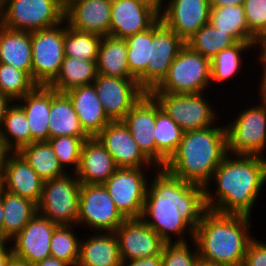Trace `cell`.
<instances>
[{"mask_svg": "<svg viewBox=\"0 0 266 266\" xmlns=\"http://www.w3.org/2000/svg\"><path fill=\"white\" fill-rule=\"evenodd\" d=\"M150 175L153 177L148 183L141 219L165 243L188 242L185 236L191 238V243L196 227L208 210L204 187L183 181L164 168H157Z\"/></svg>", "mask_w": 266, "mask_h": 266, "instance_id": "obj_1", "label": "cell"}, {"mask_svg": "<svg viewBox=\"0 0 266 266\" xmlns=\"http://www.w3.org/2000/svg\"><path fill=\"white\" fill-rule=\"evenodd\" d=\"M212 181L215 189L210 188ZM265 183L266 156L227 154L204 187L206 207L222 214L251 217Z\"/></svg>", "mask_w": 266, "mask_h": 266, "instance_id": "obj_2", "label": "cell"}, {"mask_svg": "<svg viewBox=\"0 0 266 266\" xmlns=\"http://www.w3.org/2000/svg\"><path fill=\"white\" fill-rule=\"evenodd\" d=\"M251 217L207 210L194 231L199 257L221 266H242L249 243Z\"/></svg>", "mask_w": 266, "mask_h": 266, "instance_id": "obj_3", "label": "cell"}, {"mask_svg": "<svg viewBox=\"0 0 266 266\" xmlns=\"http://www.w3.org/2000/svg\"><path fill=\"white\" fill-rule=\"evenodd\" d=\"M183 132L175 153L163 167L183 181L205 187L227 152L226 126Z\"/></svg>", "mask_w": 266, "mask_h": 266, "instance_id": "obj_4", "label": "cell"}, {"mask_svg": "<svg viewBox=\"0 0 266 266\" xmlns=\"http://www.w3.org/2000/svg\"><path fill=\"white\" fill-rule=\"evenodd\" d=\"M210 59L192 51L186 44L171 63L166 77L151 93H209Z\"/></svg>", "mask_w": 266, "mask_h": 266, "instance_id": "obj_5", "label": "cell"}, {"mask_svg": "<svg viewBox=\"0 0 266 266\" xmlns=\"http://www.w3.org/2000/svg\"><path fill=\"white\" fill-rule=\"evenodd\" d=\"M81 182L70 171L58 178L44 182L37 204L38 214L58 226L77 225L79 216Z\"/></svg>", "mask_w": 266, "mask_h": 266, "instance_id": "obj_6", "label": "cell"}, {"mask_svg": "<svg viewBox=\"0 0 266 266\" xmlns=\"http://www.w3.org/2000/svg\"><path fill=\"white\" fill-rule=\"evenodd\" d=\"M65 20L57 0H6L0 7V24L10 30L36 31Z\"/></svg>", "mask_w": 266, "mask_h": 266, "instance_id": "obj_7", "label": "cell"}, {"mask_svg": "<svg viewBox=\"0 0 266 266\" xmlns=\"http://www.w3.org/2000/svg\"><path fill=\"white\" fill-rule=\"evenodd\" d=\"M240 111L226 124L228 154L265 157L266 106L254 103Z\"/></svg>", "mask_w": 266, "mask_h": 266, "instance_id": "obj_8", "label": "cell"}, {"mask_svg": "<svg viewBox=\"0 0 266 266\" xmlns=\"http://www.w3.org/2000/svg\"><path fill=\"white\" fill-rule=\"evenodd\" d=\"M32 80L49 86L58 76L64 52V21L56 26L31 32Z\"/></svg>", "mask_w": 266, "mask_h": 266, "instance_id": "obj_9", "label": "cell"}, {"mask_svg": "<svg viewBox=\"0 0 266 266\" xmlns=\"http://www.w3.org/2000/svg\"><path fill=\"white\" fill-rule=\"evenodd\" d=\"M151 94L183 132L204 129L218 123V112L206 98L205 91L192 94Z\"/></svg>", "mask_w": 266, "mask_h": 266, "instance_id": "obj_10", "label": "cell"}, {"mask_svg": "<svg viewBox=\"0 0 266 266\" xmlns=\"http://www.w3.org/2000/svg\"><path fill=\"white\" fill-rule=\"evenodd\" d=\"M126 218L103 184H81L77 226L91 232H115Z\"/></svg>", "mask_w": 266, "mask_h": 266, "instance_id": "obj_11", "label": "cell"}, {"mask_svg": "<svg viewBox=\"0 0 266 266\" xmlns=\"http://www.w3.org/2000/svg\"><path fill=\"white\" fill-rule=\"evenodd\" d=\"M147 168H118L103 184L126 218H141L150 174ZM148 178V179H147Z\"/></svg>", "mask_w": 266, "mask_h": 266, "instance_id": "obj_12", "label": "cell"}, {"mask_svg": "<svg viewBox=\"0 0 266 266\" xmlns=\"http://www.w3.org/2000/svg\"><path fill=\"white\" fill-rule=\"evenodd\" d=\"M185 42L159 19L150 28V62L146 69V93H151L166 77L171 63Z\"/></svg>", "mask_w": 266, "mask_h": 266, "instance_id": "obj_13", "label": "cell"}, {"mask_svg": "<svg viewBox=\"0 0 266 266\" xmlns=\"http://www.w3.org/2000/svg\"><path fill=\"white\" fill-rule=\"evenodd\" d=\"M103 109L111 121H121L146 93L133 78L97 74L93 82Z\"/></svg>", "mask_w": 266, "mask_h": 266, "instance_id": "obj_14", "label": "cell"}, {"mask_svg": "<svg viewBox=\"0 0 266 266\" xmlns=\"http://www.w3.org/2000/svg\"><path fill=\"white\" fill-rule=\"evenodd\" d=\"M96 138L112 156L118 168L147 167L152 172L157 169L142 153L122 121L109 122Z\"/></svg>", "mask_w": 266, "mask_h": 266, "instance_id": "obj_15", "label": "cell"}, {"mask_svg": "<svg viewBox=\"0 0 266 266\" xmlns=\"http://www.w3.org/2000/svg\"><path fill=\"white\" fill-rule=\"evenodd\" d=\"M122 261L162 253L165 242L141 218L125 219L115 231Z\"/></svg>", "mask_w": 266, "mask_h": 266, "instance_id": "obj_16", "label": "cell"}, {"mask_svg": "<svg viewBox=\"0 0 266 266\" xmlns=\"http://www.w3.org/2000/svg\"><path fill=\"white\" fill-rule=\"evenodd\" d=\"M58 225L40 214L11 239L14 257L31 265L50 257V241Z\"/></svg>", "mask_w": 266, "mask_h": 266, "instance_id": "obj_17", "label": "cell"}, {"mask_svg": "<svg viewBox=\"0 0 266 266\" xmlns=\"http://www.w3.org/2000/svg\"><path fill=\"white\" fill-rule=\"evenodd\" d=\"M161 21L184 42L209 22V0H165Z\"/></svg>", "mask_w": 266, "mask_h": 266, "instance_id": "obj_18", "label": "cell"}, {"mask_svg": "<svg viewBox=\"0 0 266 266\" xmlns=\"http://www.w3.org/2000/svg\"><path fill=\"white\" fill-rule=\"evenodd\" d=\"M160 16L135 0H112L109 35L126 39L151 28Z\"/></svg>", "mask_w": 266, "mask_h": 266, "instance_id": "obj_19", "label": "cell"}, {"mask_svg": "<svg viewBox=\"0 0 266 266\" xmlns=\"http://www.w3.org/2000/svg\"><path fill=\"white\" fill-rule=\"evenodd\" d=\"M121 121L142 153L156 166L155 97L145 93Z\"/></svg>", "mask_w": 266, "mask_h": 266, "instance_id": "obj_20", "label": "cell"}, {"mask_svg": "<svg viewBox=\"0 0 266 266\" xmlns=\"http://www.w3.org/2000/svg\"><path fill=\"white\" fill-rule=\"evenodd\" d=\"M112 0H82L65 12L67 24L77 31L109 35Z\"/></svg>", "mask_w": 266, "mask_h": 266, "instance_id": "obj_21", "label": "cell"}, {"mask_svg": "<svg viewBox=\"0 0 266 266\" xmlns=\"http://www.w3.org/2000/svg\"><path fill=\"white\" fill-rule=\"evenodd\" d=\"M44 182L18 153L12 152L3 172V189L38 204Z\"/></svg>", "mask_w": 266, "mask_h": 266, "instance_id": "obj_22", "label": "cell"}, {"mask_svg": "<svg viewBox=\"0 0 266 266\" xmlns=\"http://www.w3.org/2000/svg\"><path fill=\"white\" fill-rule=\"evenodd\" d=\"M117 169L114 159L96 137L84 141L75 173L81 184H104Z\"/></svg>", "mask_w": 266, "mask_h": 266, "instance_id": "obj_23", "label": "cell"}, {"mask_svg": "<svg viewBox=\"0 0 266 266\" xmlns=\"http://www.w3.org/2000/svg\"><path fill=\"white\" fill-rule=\"evenodd\" d=\"M65 94L77 113L82 129L90 138L96 137L111 122L93 84L74 88Z\"/></svg>", "mask_w": 266, "mask_h": 266, "instance_id": "obj_24", "label": "cell"}, {"mask_svg": "<svg viewBox=\"0 0 266 266\" xmlns=\"http://www.w3.org/2000/svg\"><path fill=\"white\" fill-rule=\"evenodd\" d=\"M92 233L85 238L82 236L80 240L77 266H121L119 242L115 232Z\"/></svg>", "mask_w": 266, "mask_h": 266, "instance_id": "obj_25", "label": "cell"}, {"mask_svg": "<svg viewBox=\"0 0 266 266\" xmlns=\"http://www.w3.org/2000/svg\"><path fill=\"white\" fill-rule=\"evenodd\" d=\"M17 101L15 102L26 114L31 131V143L48 141L51 88L49 86H36L30 93Z\"/></svg>", "mask_w": 266, "mask_h": 266, "instance_id": "obj_26", "label": "cell"}, {"mask_svg": "<svg viewBox=\"0 0 266 266\" xmlns=\"http://www.w3.org/2000/svg\"><path fill=\"white\" fill-rule=\"evenodd\" d=\"M0 63L23 70L32 79L31 32L10 30L0 24Z\"/></svg>", "mask_w": 266, "mask_h": 266, "instance_id": "obj_27", "label": "cell"}, {"mask_svg": "<svg viewBox=\"0 0 266 266\" xmlns=\"http://www.w3.org/2000/svg\"><path fill=\"white\" fill-rule=\"evenodd\" d=\"M49 138L59 136L89 137L81 127L77 113L65 93L51 88Z\"/></svg>", "mask_w": 266, "mask_h": 266, "instance_id": "obj_28", "label": "cell"}, {"mask_svg": "<svg viewBox=\"0 0 266 266\" xmlns=\"http://www.w3.org/2000/svg\"><path fill=\"white\" fill-rule=\"evenodd\" d=\"M156 167L163 168L177 150L183 131L155 99Z\"/></svg>", "mask_w": 266, "mask_h": 266, "instance_id": "obj_29", "label": "cell"}, {"mask_svg": "<svg viewBox=\"0 0 266 266\" xmlns=\"http://www.w3.org/2000/svg\"><path fill=\"white\" fill-rule=\"evenodd\" d=\"M96 65L100 75L132 78L127 63L126 39L110 35L102 37Z\"/></svg>", "mask_w": 266, "mask_h": 266, "instance_id": "obj_30", "label": "cell"}, {"mask_svg": "<svg viewBox=\"0 0 266 266\" xmlns=\"http://www.w3.org/2000/svg\"><path fill=\"white\" fill-rule=\"evenodd\" d=\"M0 199L4 210L2 232L11 240L38 213L37 204L4 189Z\"/></svg>", "mask_w": 266, "mask_h": 266, "instance_id": "obj_31", "label": "cell"}, {"mask_svg": "<svg viewBox=\"0 0 266 266\" xmlns=\"http://www.w3.org/2000/svg\"><path fill=\"white\" fill-rule=\"evenodd\" d=\"M97 74L96 62L65 56L58 76L49 87L65 93L83 85L93 84Z\"/></svg>", "mask_w": 266, "mask_h": 266, "instance_id": "obj_32", "label": "cell"}, {"mask_svg": "<svg viewBox=\"0 0 266 266\" xmlns=\"http://www.w3.org/2000/svg\"><path fill=\"white\" fill-rule=\"evenodd\" d=\"M18 153L43 181L67 174L48 141L33 142L22 147Z\"/></svg>", "mask_w": 266, "mask_h": 266, "instance_id": "obj_33", "label": "cell"}, {"mask_svg": "<svg viewBox=\"0 0 266 266\" xmlns=\"http://www.w3.org/2000/svg\"><path fill=\"white\" fill-rule=\"evenodd\" d=\"M254 44L255 41L237 42L235 45L217 53L210 60L211 87L215 85V82L216 84H222V82H229L230 78L236 77L240 70H242V65L245 62L242 54L244 56L245 52L255 48ZM213 83L214 85H212Z\"/></svg>", "mask_w": 266, "mask_h": 266, "instance_id": "obj_34", "label": "cell"}, {"mask_svg": "<svg viewBox=\"0 0 266 266\" xmlns=\"http://www.w3.org/2000/svg\"><path fill=\"white\" fill-rule=\"evenodd\" d=\"M209 23L229 33L237 42L256 41L248 30L243 5L210 7Z\"/></svg>", "mask_w": 266, "mask_h": 266, "instance_id": "obj_35", "label": "cell"}, {"mask_svg": "<svg viewBox=\"0 0 266 266\" xmlns=\"http://www.w3.org/2000/svg\"><path fill=\"white\" fill-rule=\"evenodd\" d=\"M24 110L14 101L7 109L2 125L1 136L12 152L31 144V131Z\"/></svg>", "mask_w": 266, "mask_h": 266, "instance_id": "obj_36", "label": "cell"}, {"mask_svg": "<svg viewBox=\"0 0 266 266\" xmlns=\"http://www.w3.org/2000/svg\"><path fill=\"white\" fill-rule=\"evenodd\" d=\"M237 41L226 32L215 28L209 22L204 24L185 44L203 57L212 59L223 49L235 45Z\"/></svg>", "mask_w": 266, "mask_h": 266, "instance_id": "obj_37", "label": "cell"}, {"mask_svg": "<svg viewBox=\"0 0 266 266\" xmlns=\"http://www.w3.org/2000/svg\"><path fill=\"white\" fill-rule=\"evenodd\" d=\"M127 63L131 77L146 92V69L150 62V28L126 38Z\"/></svg>", "mask_w": 266, "mask_h": 266, "instance_id": "obj_38", "label": "cell"}, {"mask_svg": "<svg viewBox=\"0 0 266 266\" xmlns=\"http://www.w3.org/2000/svg\"><path fill=\"white\" fill-rule=\"evenodd\" d=\"M102 36L77 31L64 20V52L65 56L97 62Z\"/></svg>", "mask_w": 266, "mask_h": 266, "instance_id": "obj_39", "label": "cell"}, {"mask_svg": "<svg viewBox=\"0 0 266 266\" xmlns=\"http://www.w3.org/2000/svg\"><path fill=\"white\" fill-rule=\"evenodd\" d=\"M76 226H58L50 241V256L70 266H77L79 260L81 238L74 232Z\"/></svg>", "mask_w": 266, "mask_h": 266, "instance_id": "obj_40", "label": "cell"}, {"mask_svg": "<svg viewBox=\"0 0 266 266\" xmlns=\"http://www.w3.org/2000/svg\"><path fill=\"white\" fill-rule=\"evenodd\" d=\"M37 85L23 70L0 63V92L13 101L30 93Z\"/></svg>", "mask_w": 266, "mask_h": 266, "instance_id": "obj_41", "label": "cell"}, {"mask_svg": "<svg viewBox=\"0 0 266 266\" xmlns=\"http://www.w3.org/2000/svg\"><path fill=\"white\" fill-rule=\"evenodd\" d=\"M89 138L59 136L49 138L48 142L52 146L62 168L68 172L69 170L67 168L71 167L72 169L70 168V170L75 174L79 168L83 143Z\"/></svg>", "mask_w": 266, "mask_h": 266, "instance_id": "obj_42", "label": "cell"}, {"mask_svg": "<svg viewBox=\"0 0 266 266\" xmlns=\"http://www.w3.org/2000/svg\"><path fill=\"white\" fill-rule=\"evenodd\" d=\"M192 243V248L187 242L165 243L162 250V266H195L199 253L194 240Z\"/></svg>", "mask_w": 266, "mask_h": 266, "instance_id": "obj_43", "label": "cell"}, {"mask_svg": "<svg viewBox=\"0 0 266 266\" xmlns=\"http://www.w3.org/2000/svg\"><path fill=\"white\" fill-rule=\"evenodd\" d=\"M243 7L248 30L257 39L266 31V0H245Z\"/></svg>", "mask_w": 266, "mask_h": 266, "instance_id": "obj_44", "label": "cell"}, {"mask_svg": "<svg viewBox=\"0 0 266 266\" xmlns=\"http://www.w3.org/2000/svg\"><path fill=\"white\" fill-rule=\"evenodd\" d=\"M242 266H266V241L255 237L249 243Z\"/></svg>", "mask_w": 266, "mask_h": 266, "instance_id": "obj_45", "label": "cell"}, {"mask_svg": "<svg viewBox=\"0 0 266 266\" xmlns=\"http://www.w3.org/2000/svg\"><path fill=\"white\" fill-rule=\"evenodd\" d=\"M121 266H162V253L152 257L122 261Z\"/></svg>", "mask_w": 266, "mask_h": 266, "instance_id": "obj_46", "label": "cell"}, {"mask_svg": "<svg viewBox=\"0 0 266 266\" xmlns=\"http://www.w3.org/2000/svg\"><path fill=\"white\" fill-rule=\"evenodd\" d=\"M254 50L253 52H255V50L259 49V51H257V54H259V56L256 58L255 63H259L262 65L261 67H266V39H256L255 44H254ZM258 47V48H257Z\"/></svg>", "mask_w": 266, "mask_h": 266, "instance_id": "obj_47", "label": "cell"}, {"mask_svg": "<svg viewBox=\"0 0 266 266\" xmlns=\"http://www.w3.org/2000/svg\"><path fill=\"white\" fill-rule=\"evenodd\" d=\"M11 153L12 151L7 147L4 138L0 133V173L4 172L7 159Z\"/></svg>", "mask_w": 266, "mask_h": 266, "instance_id": "obj_48", "label": "cell"}, {"mask_svg": "<svg viewBox=\"0 0 266 266\" xmlns=\"http://www.w3.org/2000/svg\"><path fill=\"white\" fill-rule=\"evenodd\" d=\"M139 3H142L146 5L147 7L151 8L154 10L159 16H161L163 9H164V4L165 0H135Z\"/></svg>", "mask_w": 266, "mask_h": 266, "instance_id": "obj_49", "label": "cell"}, {"mask_svg": "<svg viewBox=\"0 0 266 266\" xmlns=\"http://www.w3.org/2000/svg\"><path fill=\"white\" fill-rule=\"evenodd\" d=\"M262 68L263 69H260V70H262V71H260L261 72V77H260L261 79L260 80L258 79V81H259L258 83H260L258 86V88H259L258 93L261 96V97H259L258 103H262L266 106V67H262Z\"/></svg>", "mask_w": 266, "mask_h": 266, "instance_id": "obj_50", "label": "cell"}, {"mask_svg": "<svg viewBox=\"0 0 266 266\" xmlns=\"http://www.w3.org/2000/svg\"><path fill=\"white\" fill-rule=\"evenodd\" d=\"M13 102L14 101L10 97L0 92V126L3 123L7 109L12 105Z\"/></svg>", "mask_w": 266, "mask_h": 266, "instance_id": "obj_51", "label": "cell"}, {"mask_svg": "<svg viewBox=\"0 0 266 266\" xmlns=\"http://www.w3.org/2000/svg\"><path fill=\"white\" fill-rule=\"evenodd\" d=\"M33 266H70V265L62 260L50 256L43 259L42 261L35 263Z\"/></svg>", "mask_w": 266, "mask_h": 266, "instance_id": "obj_52", "label": "cell"}, {"mask_svg": "<svg viewBox=\"0 0 266 266\" xmlns=\"http://www.w3.org/2000/svg\"><path fill=\"white\" fill-rule=\"evenodd\" d=\"M245 0H209L210 7H223L227 5H243Z\"/></svg>", "mask_w": 266, "mask_h": 266, "instance_id": "obj_53", "label": "cell"}, {"mask_svg": "<svg viewBox=\"0 0 266 266\" xmlns=\"http://www.w3.org/2000/svg\"><path fill=\"white\" fill-rule=\"evenodd\" d=\"M9 244H11V240L0 231V255L4 254L11 247Z\"/></svg>", "mask_w": 266, "mask_h": 266, "instance_id": "obj_54", "label": "cell"}, {"mask_svg": "<svg viewBox=\"0 0 266 266\" xmlns=\"http://www.w3.org/2000/svg\"><path fill=\"white\" fill-rule=\"evenodd\" d=\"M13 257L14 254L12 248L10 247L4 254L0 255V266H8Z\"/></svg>", "mask_w": 266, "mask_h": 266, "instance_id": "obj_55", "label": "cell"}, {"mask_svg": "<svg viewBox=\"0 0 266 266\" xmlns=\"http://www.w3.org/2000/svg\"><path fill=\"white\" fill-rule=\"evenodd\" d=\"M82 1V0H57L60 8L66 12L69 8H71L75 3Z\"/></svg>", "mask_w": 266, "mask_h": 266, "instance_id": "obj_56", "label": "cell"}, {"mask_svg": "<svg viewBox=\"0 0 266 266\" xmlns=\"http://www.w3.org/2000/svg\"><path fill=\"white\" fill-rule=\"evenodd\" d=\"M8 266H33L25 261L19 260L16 257H13L9 262Z\"/></svg>", "mask_w": 266, "mask_h": 266, "instance_id": "obj_57", "label": "cell"}, {"mask_svg": "<svg viewBox=\"0 0 266 266\" xmlns=\"http://www.w3.org/2000/svg\"><path fill=\"white\" fill-rule=\"evenodd\" d=\"M195 266H221V265H218V264L210 262V261H206V260L199 257Z\"/></svg>", "mask_w": 266, "mask_h": 266, "instance_id": "obj_58", "label": "cell"}, {"mask_svg": "<svg viewBox=\"0 0 266 266\" xmlns=\"http://www.w3.org/2000/svg\"><path fill=\"white\" fill-rule=\"evenodd\" d=\"M3 219H4V210H3L2 202L0 199V231H2Z\"/></svg>", "mask_w": 266, "mask_h": 266, "instance_id": "obj_59", "label": "cell"}, {"mask_svg": "<svg viewBox=\"0 0 266 266\" xmlns=\"http://www.w3.org/2000/svg\"><path fill=\"white\" fill-rule=\"evenodd\" d=\"M3 190V173H0V195Z\"/></svg>", "mask_w": 266, "mask_h": 266, "instance_id": "obj_60", "label": "cell"}, {"mask_svg": "<svg viewBox=\"0 0 266 266\" xmlns=\"http://www.w3.org/2000/svg\"><path fill=\"white\" fill-rule=\"evenodd\" d=\"M257 39H266V31L264 32L262 36L258 37Z\"/></svg>", "mask_w": 266, "mask_h": 266, "instance_id": "obj_61", "label": "cell"}, {"mask_svg": "<svg viewBox=\"0 0 266 266\" xmlns=\"http://www.w3.org/2000/svg\"><path fill=\"white\" fill-rule=\"evenodd\" d=\"M6 2V0H0V7Z\"/></svg>", "mask_w": 266, "mask_h": 266, "instance_id": "obj_62", "label": "cell"}]
</instances>
